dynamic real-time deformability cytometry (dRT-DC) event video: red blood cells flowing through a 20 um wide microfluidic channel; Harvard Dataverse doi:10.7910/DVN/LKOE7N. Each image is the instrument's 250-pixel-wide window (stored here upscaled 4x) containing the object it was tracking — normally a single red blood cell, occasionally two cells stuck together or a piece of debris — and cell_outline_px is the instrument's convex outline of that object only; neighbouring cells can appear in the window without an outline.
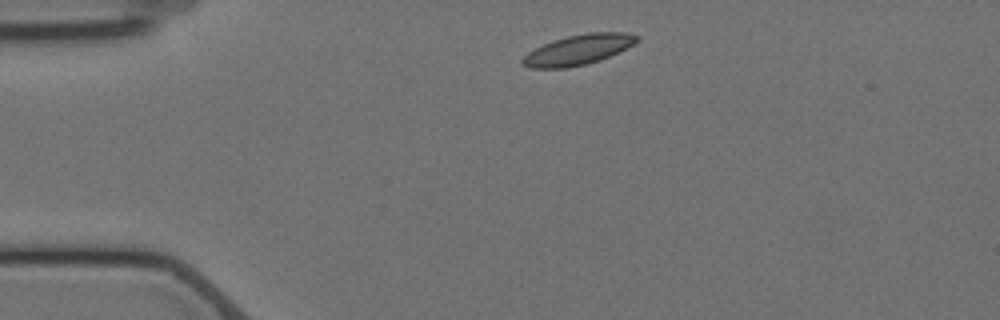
{"species": "Egyptian fruit bat (a non-hibernating species)", "species_latin": "Rousettus aegyptiacus", "temperature_condition": "cold", "stored_images_in_passage": 3, "camera_frame_rate_fps": 3000, "um_per_image_px": 0.085, "animal": {"sex": "female"}, "frame": {"image": 1, "passage_image": 1, "time_ms": 0.0, "image_size_px": [1000, 320], "cell_outline_px": [[640, 40], [600, 60], [568, 68], [532, 68], [524, 64], [520, 60], [528, 52], [552, 40], [568, 36], [588, 32], [628, 32], [640, 36]], "centroid_in_image_um": [49.15, 4.21], "position_along_channel_um": 35.8, "area_um2": 19.83}}
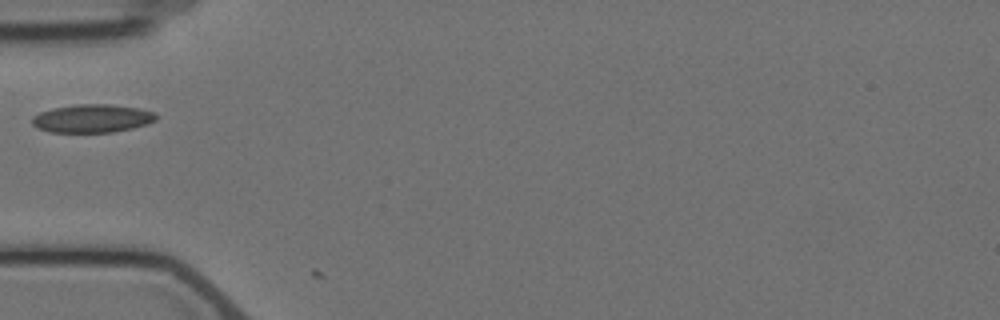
{"frame": {"image": 2, "passage_image": 3, "time_ms": 2.333, "image_size_px": [1000, 320], "cell_outline_px": [[156, 120], [148, 124], [132, 128], [112, 132], [52, 132], [36, 128], [32, 124], [32, 116], [40, 112], [52, 108], [76, 104], [108, 104], [140, 108], [156, 112]], "centroid_in_image_um": [7.84, 10.06], "position_along_channel_um": 77.2, "area_um2": 20.52}}